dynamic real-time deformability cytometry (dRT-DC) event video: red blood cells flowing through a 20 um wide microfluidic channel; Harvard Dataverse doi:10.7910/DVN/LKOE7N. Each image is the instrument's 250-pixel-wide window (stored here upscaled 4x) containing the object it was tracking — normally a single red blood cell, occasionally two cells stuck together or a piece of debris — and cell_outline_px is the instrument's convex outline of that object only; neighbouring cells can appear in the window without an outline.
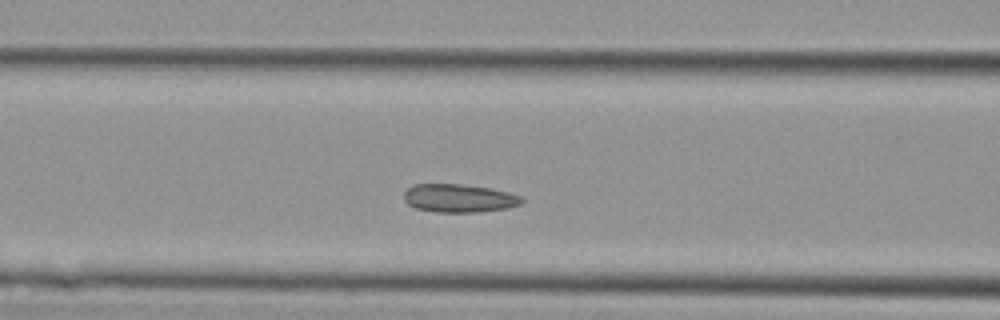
{"species": "Egyptian fruit bat (a non-hibernating species)", "species_latin": "Rousettus aegyptiacus", "temperature_condition": "cold", "stored_images_in_passage": 35, "camera_frame_rate_fps": 3000, "um_per_image_px": 0.085, "animal": {"sex": "female"}, "frame": {"image": 1, "passage_image": 12, "time_ms": 3.667, "image_size_px": [1000, 320], "cell_outline_px": [[524, 200], [520, 204], [508, 208], [480, 212], [436, 212], [416, 208], [408, 204], [404, 200], [404, 192], [412, 184], [460, 184], [488, 188], [508, 192], [524, 196]], "centroid_in_image_um": [39.03, 16.85], "position_along_channel_um": 127.6, "area_um2": 19.48}}
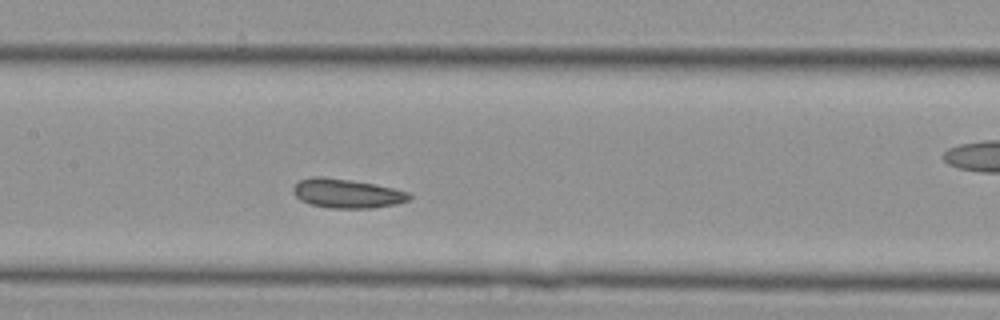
{"frame": {"image": 2, "passage_image": 15, "time_ms": 4.667, "image_size_px": [1000, 320], "cell_outline_px": [[412, 196], [408, 200], [396, 204], [372, 208], [328, 208], [312, 204], [300, 200], [296, 196], [292, 188], [300, 180], [312, 176], [324, 176], [372, 184], [392, 188], [408, 192]], "centroid_in_image_um": [29.46, 16.44], "position_along_channel_um": 177.9, "area_um2": 19.48}}
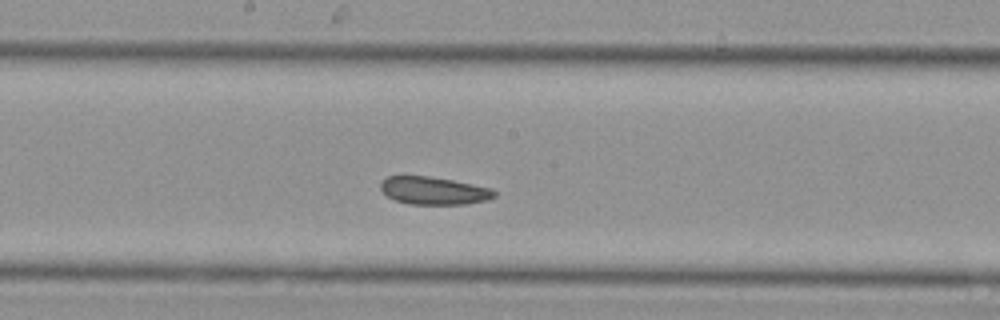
{"frame": {"image": 3, "passage_image": 17, "time_ms": 5.333, "image_size_px": [1000, 320], "cell_outline_px": [[496, 196], [488, 200], [468, 204], [408, 204], [396, 200], [388, 196], [380, 188], [380, 184], [388, 176], [428, 176], [452, 180], [492, 188], [496, 192]], "centroid_in_image_um": [36.91, 16.21], "position_along_channel_um": 211.3, "area_um2": 18.32}}